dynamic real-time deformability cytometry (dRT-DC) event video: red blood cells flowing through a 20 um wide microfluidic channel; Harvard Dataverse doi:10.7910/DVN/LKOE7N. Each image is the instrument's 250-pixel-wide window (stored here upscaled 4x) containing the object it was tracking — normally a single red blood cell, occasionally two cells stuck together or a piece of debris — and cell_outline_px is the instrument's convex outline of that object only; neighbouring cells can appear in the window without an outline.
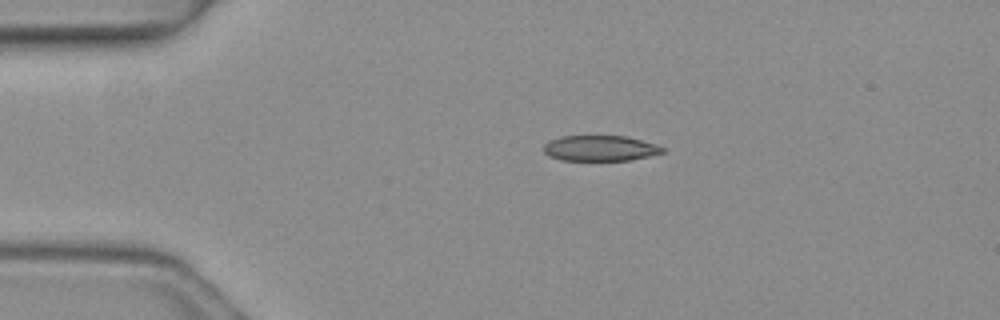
{"species": "common noctule bat (a hibernating species)", "species_latin": "Nyctalus noctula", "temperature_condition": "warm", "stored_images_in_passage": 2, "camera_frame_rate_fps": 3000, "um_per_image_px": 0.085, "animal": {"sex": "female", "body_mass_g": 19.3, "forearm_length_mm": 54.1}, "frame": {"image": 1, "passage_image": 1, "time_ms": 0.0, "image_size_px": [1000, 320], "cell_outline_px": [[664, 152], [648, 156], [628, 160], [560, 160], [548, 156], [544, 152], [544, 144], [548, 140], [560, 136], [628, 136], [656, 144], [664, 148]], "centroid_in_image_um": [50.97, 12.59], "position_along_channel_um": 34.0, "area_um2": 17.74}}